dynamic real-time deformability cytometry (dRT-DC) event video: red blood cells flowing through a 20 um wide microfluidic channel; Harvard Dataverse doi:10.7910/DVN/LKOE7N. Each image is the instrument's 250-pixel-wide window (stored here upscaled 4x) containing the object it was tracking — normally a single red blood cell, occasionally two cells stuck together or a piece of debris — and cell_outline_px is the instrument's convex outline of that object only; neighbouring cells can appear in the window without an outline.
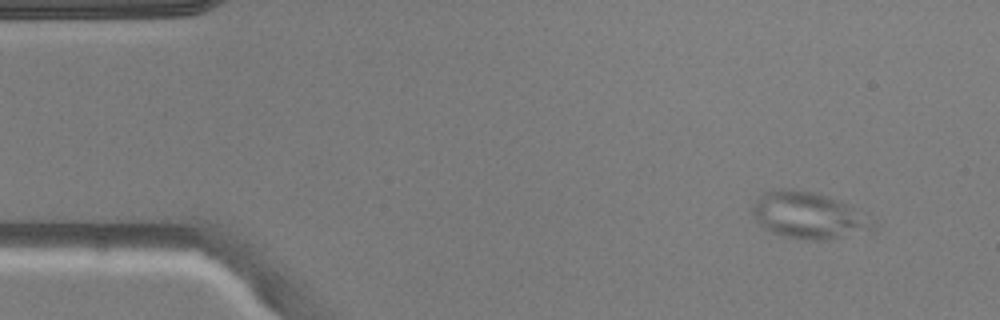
{"species": "common noctule bat (a hibernating species)", "species_latin": "Nyctalus noctula", "temperature_condition": "warm", "stored_images_in_passage": 3, "camera_frame_rate_fps": 3000, "um_per_image_px": 0.085, "animal": {"sex": "male", "body_mass_g": 20.5, "forearm_length_mm": 52.5}, "frame": {"image": 1, "passage_image": 1, "time_ms": 0.0, "image_size_px": [1000, 320], "cell_outline_px": [[880, 224], [872, 232], [832, 240], [808, 240], [784, 236], [772, 232], [764, 228], [756, 220], [752, 212], [752, 204], [764, 192], [784, 188], [792, 188], [812, 192], [836, 200], [852, 208]], "centroid_in_image_um": [68.76, 18.35], "position_along_channel_um": 16.2, "area_um2": 32.83}}